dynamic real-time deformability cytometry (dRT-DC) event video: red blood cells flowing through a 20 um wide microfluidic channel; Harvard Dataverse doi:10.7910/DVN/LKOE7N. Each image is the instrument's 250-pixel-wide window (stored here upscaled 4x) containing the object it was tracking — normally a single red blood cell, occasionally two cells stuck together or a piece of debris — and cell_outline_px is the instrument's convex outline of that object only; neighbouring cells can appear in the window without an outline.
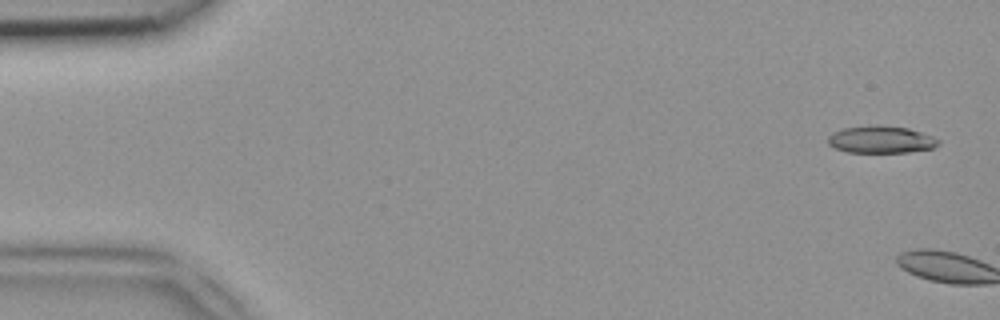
{"species": "common noctule bat (a hibernating species)", "species_latin": "Nyctalus noctula", "temperature_condition": "room temperature", "stored_images_in_passage": 4, "camera_frame_rate_fps": 3000, "um_per_image_px": 0.085, "animal": {"sex": "female", "body_mass_g": 18.4}, "frame": {"image": 1, "passage_image": 2, "time_ms": 0.333, "image_size_px": [1000, 320], "cell_outline_px": [[940, 144], [932, 148], [908, 152], [848, 152], [836, 148], [828, 144], [828, 136], [832, 132], [840, 128], [872, 124], [880, 124], [908, 128], [932, 136], [940, 140]], "centroid_in_image_um": [74.86, 11.84], "position_along_channel_um": 10.1, "area_um2": 17.74}}